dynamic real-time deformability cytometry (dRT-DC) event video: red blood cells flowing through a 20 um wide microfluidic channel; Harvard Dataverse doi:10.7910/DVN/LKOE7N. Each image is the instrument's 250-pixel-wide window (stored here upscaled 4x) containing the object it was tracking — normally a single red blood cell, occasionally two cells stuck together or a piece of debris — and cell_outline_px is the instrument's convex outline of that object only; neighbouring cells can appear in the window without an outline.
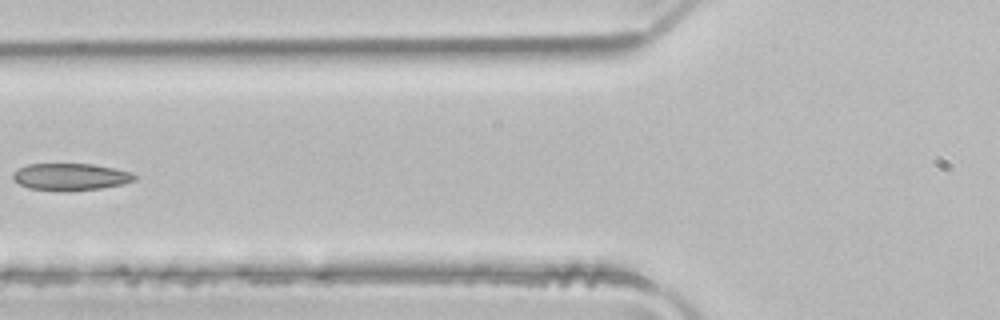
{"species": "common noctule bat (a hibernating species)", "species_latin": "Nyctalus noctula", "temperature_condition": "room temperature", "stored_images_in_passage": 5, "camera_frame_rate_fps": 3000, "um_per_image_px": 0.085, "animal": {"sex": "male", "body_mass_g": 21.5, "forearm_length_mm": 52.0}, "frame": {"image": 1, "passage_image": 5, "time_ms": 1.333, "image_size_px": [1000, 320], "cell_outline_px": [[136, 180], [124, 184], [100, 188], [28, 188], [12, 180], [12, 172], [16, 168], [28, 164], [92, 164], [116, 168], [132, 172], [136, 176]], "centroid_in_image_um": [6.0, 14.97], "position_along_channel_um": 119.8, "area_um2": 18.5}}